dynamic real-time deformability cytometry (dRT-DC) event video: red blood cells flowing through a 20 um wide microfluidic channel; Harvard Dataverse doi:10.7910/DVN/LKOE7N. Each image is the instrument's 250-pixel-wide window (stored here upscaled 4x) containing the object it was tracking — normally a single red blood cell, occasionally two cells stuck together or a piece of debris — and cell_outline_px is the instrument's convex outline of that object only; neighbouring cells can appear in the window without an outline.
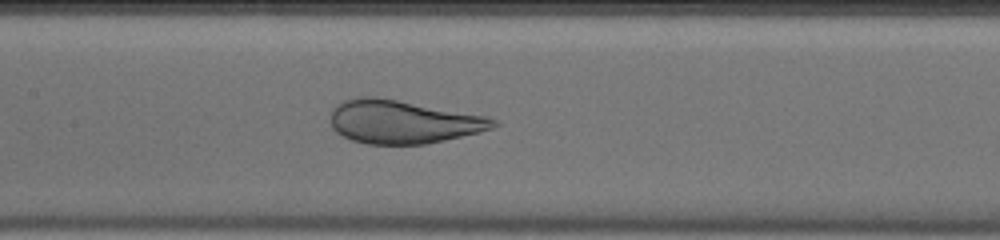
{"species": "human", "species_latin": "Homo sapiens", "temperature_condition": "warm", "stored_images_in_passage": 35, "camera_frame_rate_fps": 3000, "um_per_image_px": 0.085, "donor": {"sex": "male"}, "frame": {"image": 1, "passage_image": 11, "time_ms": 3.333, "image_size_px": [1000, 240], "cell_outline_px": [[500, 124], [492, 128], [480, 132], [444, 140], [424, 144], [368, 144], [352, 140], [336, 132], [332, 128], [332, 108], [344, 100], [360, 96], [376, 96], [488, 116], [496, 120]], "centroid_in_image_um": [34.26, 10.34], "position_along_channel_um": 173.1, "area_um2": 41.04}}
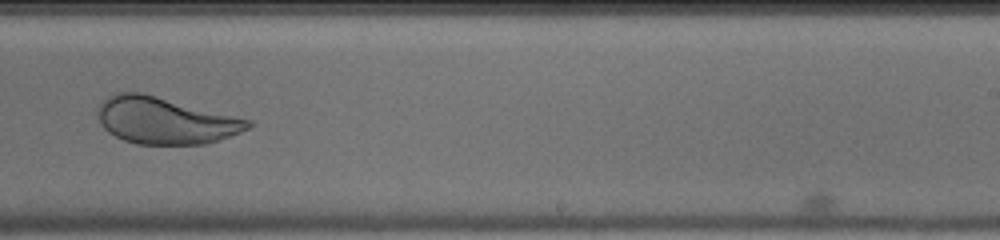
{"frame": {"image": 2, "passage_image": 18, "time_ms": 5.667, "image_size_px": [1000, 240], "cell_outline_px": [[252, 124], [248, 128], [240, 132], [220, 140], [204, 144], [136, 144], [124, 140], [108, 132], [100, 124], [96, 116], [96, 112], [100, 104], [108, 96], [116, 92], [140, 92], [252, 120]], "centroid_in_image_um": [14.0, 10.25], "position_along_channel_um": 275.0, "area_um2": 40.81}}
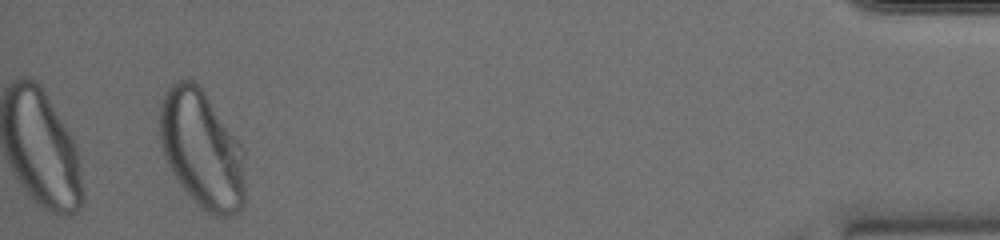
{"frame": {"image": 3, "passage_image": 33, "time_ms": 10.667, "image_size_px": [1000, 240], "cell_outline_px": [[244, 204], [232, 216], [212, 216], [200, 208], [176, 180], [164, 156], [160, 144], [160, 104], [164, 92], [176, 80], [192, 80], [204, 92], [240, 144], [244, 152]], "centroid_in_image_um": [17.14, 12.73], "position_along_channel_um": 418.1, "area_um2": 58.38}}